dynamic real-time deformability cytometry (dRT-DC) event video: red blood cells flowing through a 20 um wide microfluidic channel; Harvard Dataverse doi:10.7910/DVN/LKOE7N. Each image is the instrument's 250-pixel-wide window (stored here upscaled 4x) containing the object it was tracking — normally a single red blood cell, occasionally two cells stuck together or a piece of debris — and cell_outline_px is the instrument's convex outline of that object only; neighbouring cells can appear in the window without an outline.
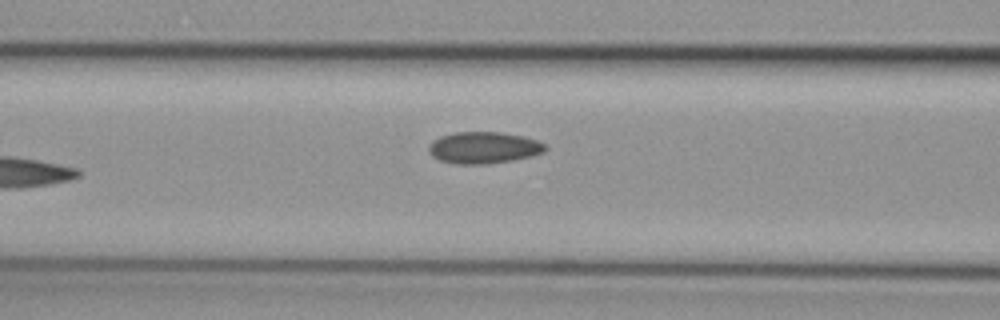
{"species": "common noctule bat (a hibernating species)", "species_latin": "Nyctalus noctula", "temperature_condition": "cold", "stored_images_in_passage": 5, "camera_frame_rate_fps": 3000, "um_per_image_px": 0.085, "animal": {"sex": "female", "body_mass_g": 29.2, "forearm_length_mm": 56.3}, "frame": {"image": 1, "passage_image": 5, "time_ms": 1.333, "image_size_px": [1000, 320], "cell_outline_px": [[548, 148], [544, 152], [532, 156], [512, 160], [484, 164], [456, 164], [440, 160], [432, 156], [428, 152], [428, 144], [432, 140], [440, 136], [456, 132], [500, 132], [524, 136], [536, 140], [544, 144]], "centroid_in_image_um": [41.09, 12.55], "position_along_channel_um": 125.5, "area_um2": 21.62}}